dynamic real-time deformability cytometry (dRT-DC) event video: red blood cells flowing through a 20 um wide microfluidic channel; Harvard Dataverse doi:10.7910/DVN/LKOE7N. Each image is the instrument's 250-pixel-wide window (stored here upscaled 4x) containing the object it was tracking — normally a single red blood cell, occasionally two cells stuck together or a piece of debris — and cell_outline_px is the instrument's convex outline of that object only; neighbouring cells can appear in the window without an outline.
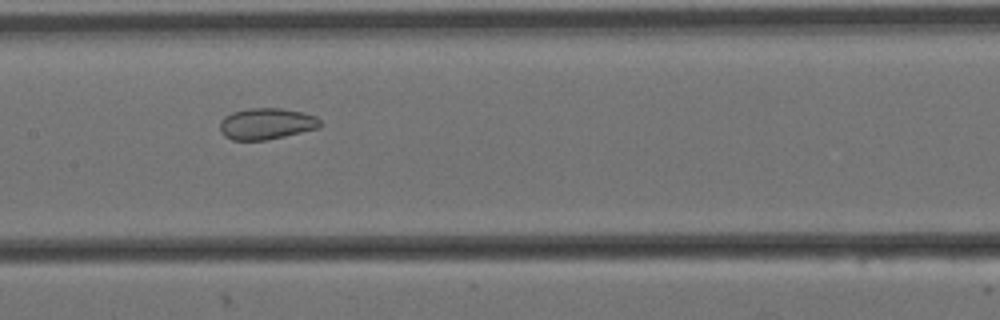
{"species": "Egyptian fruit bat (a non-hibernating species)", "species_latin": "Rousettus aegyptiacus", "temperature_condition": "cold", "stored_images_in_passage": 9, "camera_frame_rate_fps": 3000, "um_per_image_px": 0.085, "animal": {"sex": "female"}, "frame": {"image": 1, "passage_image": 8, "time_ms": 2.333, "image_size_px": [1000, 320], "cell_outline_px": [[324, 124], [320, 128], [268, 140], [232, 140], [224, 136], [220, 132], [220, 124], [224, 116], [232, 112], [248, 108], [280, 108], [304, 112], [316, 116]], "centroid_in_image_um": [22.68, 10.52], "position_along_channel_um": 184.7, "area_um2": 18.61}}
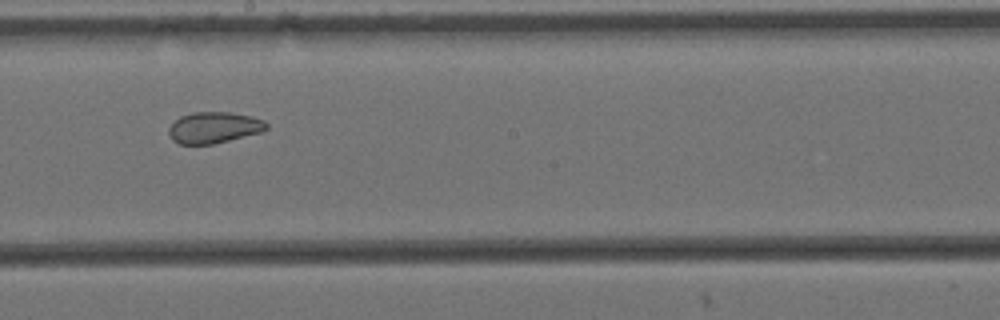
{"frame": {"image": 2, "passage_image": 9, "time_ms": 2.667, "image_size_px": [1000, 320], "cell_outline_px": [[268, 128], [260, 132], [212, 144], [180, 144], [172, 140], [168, 132], [168, 128], [180, 116], [192, 112], [228, 112], [252, 116], [264, 120], [268, 124]], "centroid_in_image_um": [18.17, 10.83], "position_along_channel_um": 230.0, "area_um2": 17.69}}